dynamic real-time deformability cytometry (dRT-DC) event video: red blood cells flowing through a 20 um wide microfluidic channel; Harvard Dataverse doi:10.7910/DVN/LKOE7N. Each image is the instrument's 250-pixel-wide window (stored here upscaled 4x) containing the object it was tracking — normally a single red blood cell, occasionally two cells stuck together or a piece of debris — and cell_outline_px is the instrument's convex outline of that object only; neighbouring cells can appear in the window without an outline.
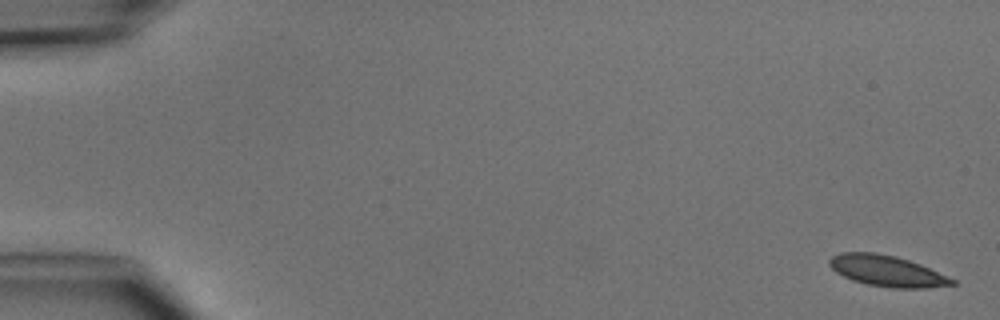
{"species": "common noctule bat (a hibernating species)", "species_latin": "Nyctalus noctula", "temperature_condition": "cold", "stored_images_in_passage": 5, "camera_frame_rate_fps": 3000, "um_per_image_px": 0.085, "animal": {"sex": "male", "body_mass_g": 15.6}, "frame": {"image": 1, "passage_image": 1, "time_ms": 0.0, "image_size_px": [1000, 320], "cell_outline_px": [[956, 284], [924, 288], [892, 288], [868, 284], [852, 280], [836, 272], [828, 264], [828, 260], [832, 256], [840, 252], [876, 252], [896, 256], [920, 264], [956, 280]], "centroid_in_image_um": [75.37, 23.02], "position_along_channel_um": 9.6, "area_um2": 22.08}}